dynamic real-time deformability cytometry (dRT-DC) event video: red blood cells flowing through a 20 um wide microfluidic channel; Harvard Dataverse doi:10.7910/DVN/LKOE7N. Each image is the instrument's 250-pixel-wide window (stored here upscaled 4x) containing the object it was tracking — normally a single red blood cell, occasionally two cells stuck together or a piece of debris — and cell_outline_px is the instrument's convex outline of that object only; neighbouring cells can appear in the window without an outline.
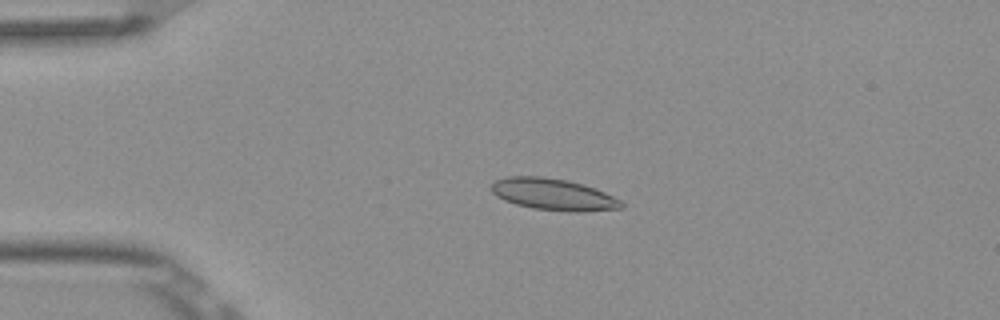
{"species": "Egyptian fruit bat (a non-hibernating species)", "species_latin": "Rousettus aegyptiacus", "temperature_condition": "room temperature", "stored_images_in_passage": 2, "camera_frame_rate_fps": 3000, "um_per_image_px": 0.085, "frame": {"image": 1, "passage_image": 1, "time_ms": 0.0, "image_size_px": [1000, 320], "cell_outline_px": [[624, 208], [584, 212], [568, 212], [532, 208], [516, 204], [504, 200], [496, 196], [492, 192], [492, 184], [496, 180], [508, 176], [544, 176], [568, 180], [584, 184], [604, 192], [620, 200], [624, 204]], "centroid_in_image_um": [47.05, 16.53], "position_along_channel_um": 37.9, "area_um2": 24.16}}